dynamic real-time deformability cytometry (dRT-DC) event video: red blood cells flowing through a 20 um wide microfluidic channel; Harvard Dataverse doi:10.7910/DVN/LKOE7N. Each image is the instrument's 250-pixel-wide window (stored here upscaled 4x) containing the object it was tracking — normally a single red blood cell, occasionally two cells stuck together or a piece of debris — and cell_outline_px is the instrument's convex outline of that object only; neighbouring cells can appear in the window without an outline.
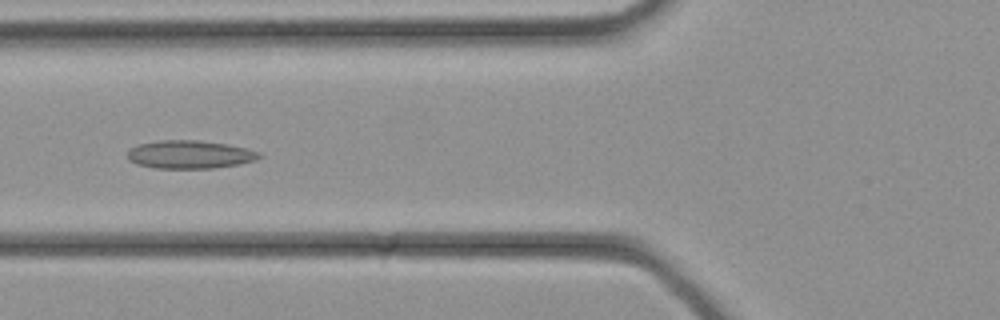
{"species": "common noctule bat (a hibernating species)", "species_latin": "Nyctalus noctula", "temperature_condition": "cold", "stored_images_in_passage": 33, "camera_frame_rate_fps": 3000, "um_per_image_px": 0.085, "animal": {"sex": "female", "body_mass_g": 21.9}, "frame": {"image": 1, "passage_image": 12, "time_ms": 3.667, "image_size_px": [1000, 320], "cell_outline_px": [[264, 156], [256, 160], [240, 164], [212, 168], [152, 168], [136, 164], [128, 160], [128, 148], [136, 144], [160, 140], [200, 140], [228, 144], [248, 148], [260, 152]], "centroid_in_image_um": [16.13, 13.12], "position_along_channel_um": 109.7, "area_um2": 22.02}}
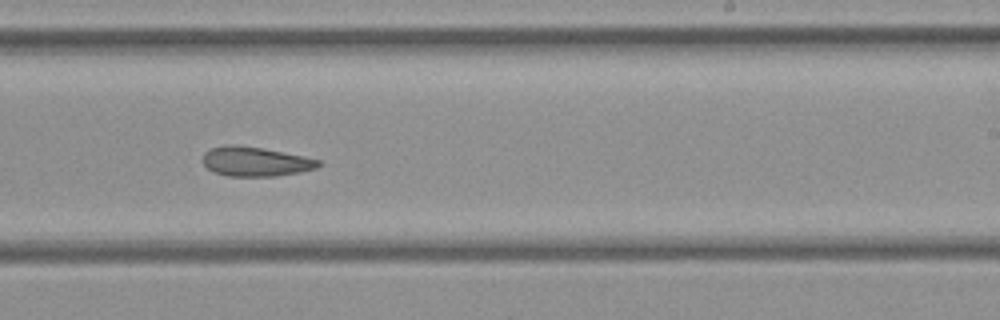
{"frame": {"image": 2, "passage_image": 20, "time_ms": 6.333, "image_size_px": [1000, 320], "cell_outline_px": [[324, 164], [316, 168], [300, 172], [276, 176], [228, 176], [216, 172], [208, 168], [200, 160], [204, 152], [212, 148], [224, 144], [236, 144], [260, 148], [304, 156], [320, 160]], "centroid_in_image_um": [21.7, 13.72], "position_along_channel_um": 267.3, "area_um2": 19.94}}
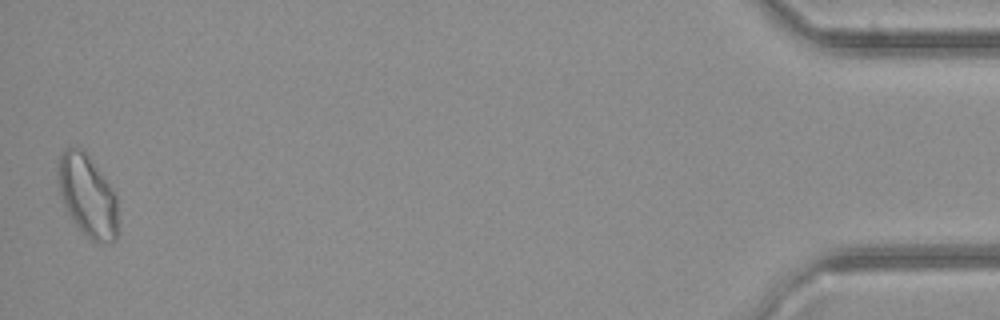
{"frame": {"image": 3, "passage_image": 33, "time_ms": 10.667, "image_size_px": [1000, 320], "cell_outline_px": [[116, 240], [100, 244], [92, 240], [76, 224], [64, 208], [56, 176], [56, 172], [60, 156], [64, 148], [84, 148], [112, 188], [116, 196]], "centroid_in_image_um": [7.4, 16.6], "position_along_channel_um": 427.8, "area_um2": 28.55}}